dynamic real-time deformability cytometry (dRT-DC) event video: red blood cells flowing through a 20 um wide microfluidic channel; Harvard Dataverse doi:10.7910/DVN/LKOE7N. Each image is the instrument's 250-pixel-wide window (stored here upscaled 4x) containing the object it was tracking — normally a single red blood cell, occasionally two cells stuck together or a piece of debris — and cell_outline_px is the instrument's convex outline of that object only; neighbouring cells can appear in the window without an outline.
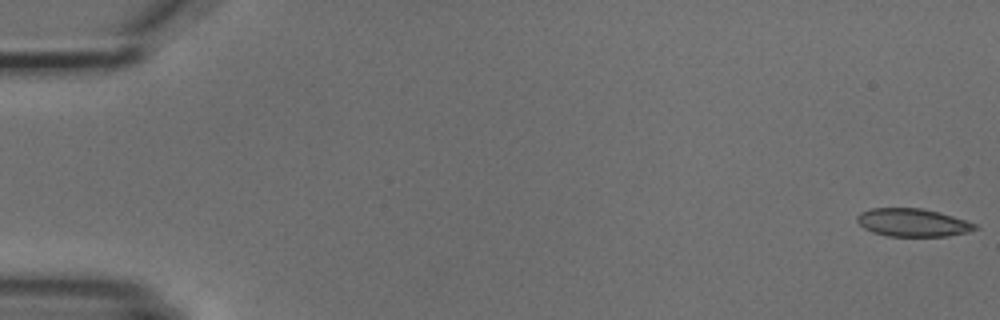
{"species": "common noctule bat (a hibernating species)", "species_latin": "Nyctalus noctula", "temperature_condition": "cold", "stored_images_in_passage": 6, "segment_of_instrument_passage": [1, 2], "camera_frame_rate_fps": 3000, "um_per_image_px": 0.085, "animal": {"sex": "male", "body_mass_g": 18.8}, "frame": {"image": 1, "passage_image": 1, "time_ms": 0.0, "image_size_px": [1000, 320], "cell_outline_px": [[980, 228], [968, 232], [948, 236], [888, 236], [872, 232], [864, 228], [856, 220], [856, 216], [860, 212], [872, 208], [924, 208], [940, 212], [976, 224]], "centroid_in_image_um": [77.58, 18.91], "position_along_channel_um": 7.4, "area_um2": 19.31}}